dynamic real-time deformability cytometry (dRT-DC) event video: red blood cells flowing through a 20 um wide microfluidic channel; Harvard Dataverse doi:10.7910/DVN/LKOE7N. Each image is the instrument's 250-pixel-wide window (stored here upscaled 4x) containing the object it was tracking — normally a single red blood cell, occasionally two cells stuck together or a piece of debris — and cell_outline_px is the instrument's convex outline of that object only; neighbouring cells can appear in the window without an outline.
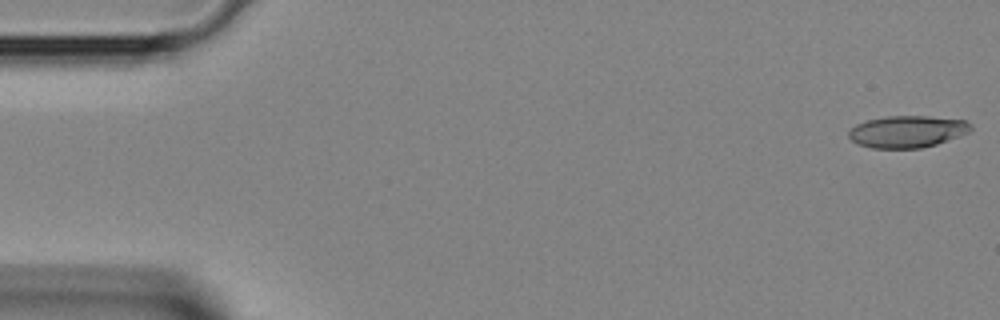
{"species": "Egyptian fruit bat (a non-hibernating species)", "species_latin": "Rousettus aegyptiacus", "temperature_condition": "room temperature", "stored_images_in_passage": 6, "camera_frame_rate_fps": 3000, "um_per_image_px": 0.085, "animal": {"sex": "female"}, "frame": {"image": 1, "passage_image": 1, "time_ms": 0.0, "image_size_px": [1000, 320], "cell_outline_px": [[972, 128], [968, 132], [936, 144], [920, 148], [872, 148], [856, 144], [848, 136], [848, 132], [856, 124], [868, 120], [884, 116], [928, 116], [964, 120], [972, 124]], "centroid_in_image_um": [77.09, 11.18], "position_along_channel_um": 7.9, "area_um2": 22.6}}